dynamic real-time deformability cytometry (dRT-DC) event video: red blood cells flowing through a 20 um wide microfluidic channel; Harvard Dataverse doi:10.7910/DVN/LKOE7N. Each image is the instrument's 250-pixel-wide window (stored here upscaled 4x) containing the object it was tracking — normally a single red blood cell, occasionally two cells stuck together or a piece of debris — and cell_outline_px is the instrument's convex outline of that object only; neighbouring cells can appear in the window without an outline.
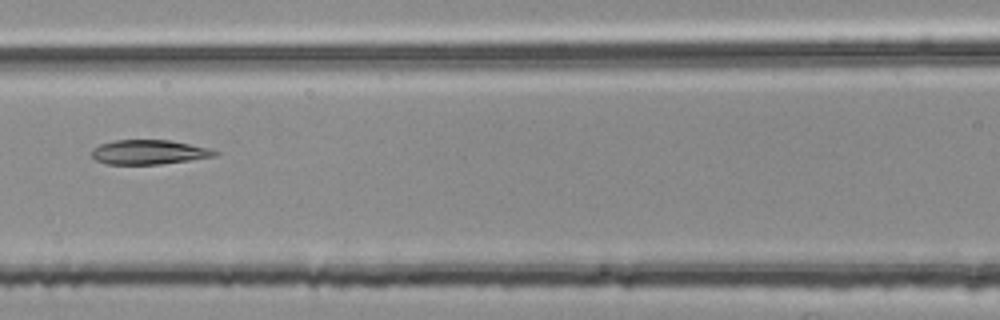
{"species": "common noctule bat (a hibernating species)", "species_latin": "Nyctalus noctula", "temperature_condition": "room temperature", "stored_images_in_passage": 8, "camera_frame_rate_fps": 3000, "um_per_image_px": 0.085, "animal": {"sex": "female", "body_mass_g": 25.1}, "frame": {"image": 1, "passage_image": 7, "time_ms": 2.0, "image_size_px": [1000, 320], "cell_outline_px": [[220, 152], [216, 156], [160, 164], [108, 164], [96, 160], [92, 156], [92, 148], [100, 144], [112, 140], [172, 140], [212, 148]], "centroid_in_image_um": [12.69, 12.92], "position_along_channel_um": 153.9, "area_um2": 17.69}}
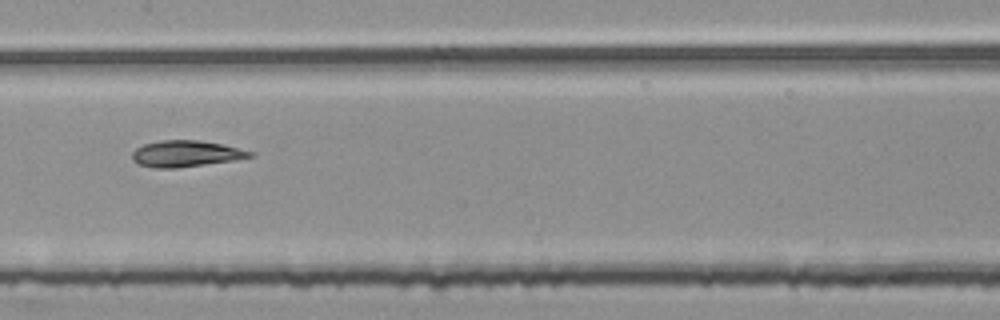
{"frame": {"image": 2, "passage_image": 8, "time_ms": 2.333, "image_size_px": [1000, 320], "cell_outline_px": [[256, 156], [236, 160], [176, 168], [152, 168], [140, 164], [132, 160], [132, 152], [136, 148], [144, 144], [160, 140], [200, 140], [220, 144], [256, 152]], "centroid_in_image_um": [15.82, 13.06], "position_along_channel_um": 191.6, "area_um2": 18.15}}